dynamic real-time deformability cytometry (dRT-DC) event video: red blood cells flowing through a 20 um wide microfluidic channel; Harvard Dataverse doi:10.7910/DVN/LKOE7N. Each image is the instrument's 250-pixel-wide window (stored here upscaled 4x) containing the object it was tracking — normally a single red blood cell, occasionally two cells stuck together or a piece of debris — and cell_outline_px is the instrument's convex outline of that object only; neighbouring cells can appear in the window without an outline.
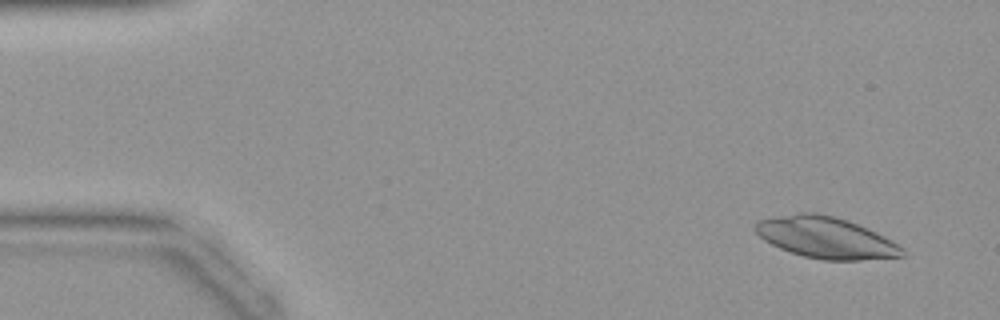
{"species": "common noctule bat (a hibernating species)", "species_latin": "Nyctalus noctula", "temperature_condition": "warm", "stored_images_in_passage": 43, "camera_frame_rate_fps": 3000, "um_per_image_px": 0.085, "animal": {"sex": "female", "body_mass_g": 19.9}, "frame": {"image": 1, "passage_image": 3, "time_ms": 0.667, "image_size_px": [1000, 320], "cell_outline_px": [[904, 256], [860, 260], [824, 260], [804, 256], [780, 248], [764, 240], [752, 228], [756, 220], [776, 216], [800, 212], [816, 212], [848, 220], [876, 232], [884, 236], [904, 248]], "centroid_in_image_um": [70.17, 20.18], "position_along_channel_um": 14.8, "area_um2": 35.37}}
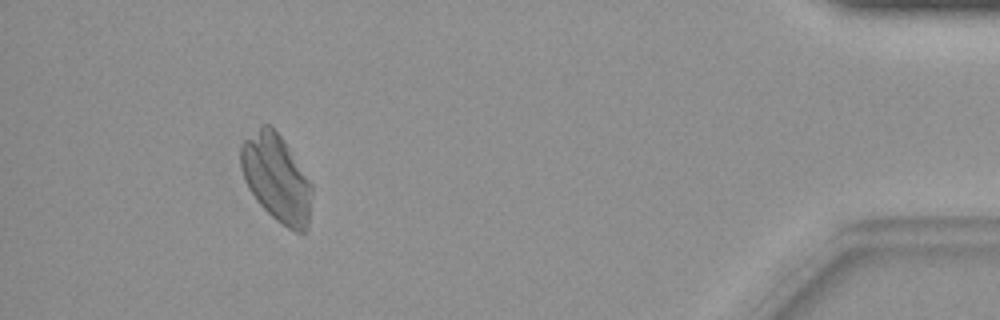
{"frame": {"image": 2, "passage_image": 40, "time_ms": 13.0, "image_size_px": [1000, 320], "cell_outline_px": [[312, 192], [308, 228], [304, 232], [296, 232], [288, 228], [276, 220], [256, 200], [248, 188], [244, 180], [240, 168], [240, 144], [260, 124], [272, 124], [312, 184]], "centroid_in_image_um": [23.47, 15.13], "position_along_channel_um": 411.7, "area_um2": 36.13}}